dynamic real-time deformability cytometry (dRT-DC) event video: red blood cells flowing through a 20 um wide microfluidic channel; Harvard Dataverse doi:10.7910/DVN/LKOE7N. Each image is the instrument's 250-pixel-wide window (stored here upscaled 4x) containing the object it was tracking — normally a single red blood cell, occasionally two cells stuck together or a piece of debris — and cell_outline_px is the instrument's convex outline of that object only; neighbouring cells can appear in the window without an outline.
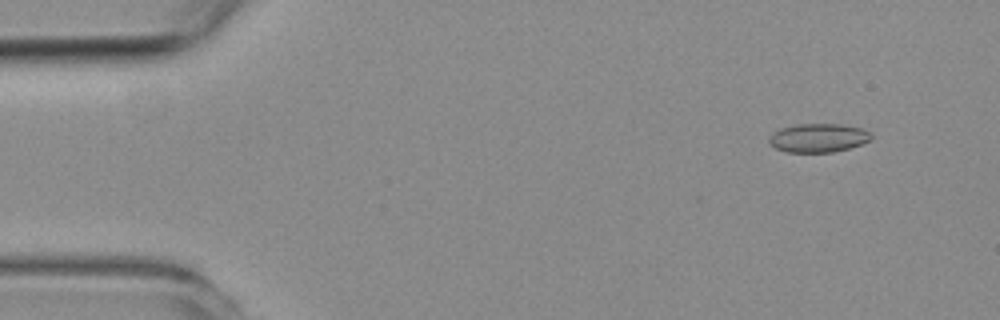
{"species": "common noctule bat (a hibernating species)", "species_latin": "Nyctalus noctula", "temperature_condition": "room temperature", "stored_images_in_passage": 55, "camera_frame_rate_fps": 3000, "um_per_image_px": 0.085, "animal": {"sex": "female", "body_mass_g": 19.3, "forearm_length_mm": 54.1}, "frame": {"image": 1, "passage_image": 5, "time_ms": 1.333, "image_size_px": [1000, 320], "cell_outline_px": [[872, 140], [848, 148], [832, 152], [784, 152], [768, 144], [768, 136], [772, 132], [780, 128], [796, 124], [840, 124], [860, 128], [868, 132], [872, 136]], "centroid_in_image_um": [69.48, 11.72], "position_along_channel_um": 15.5, "area_um2": 17.17}}
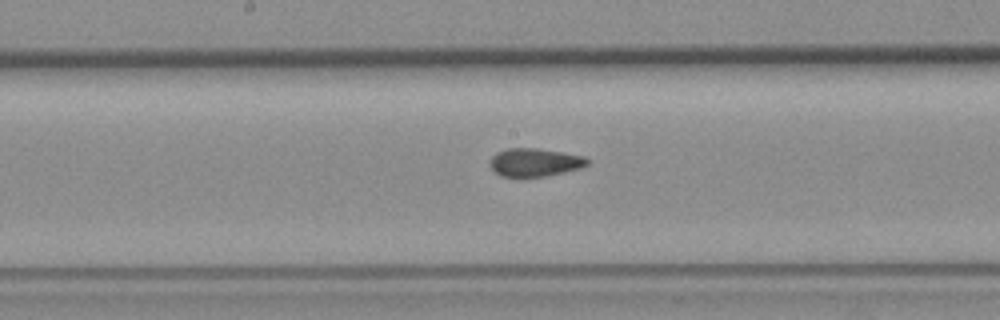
{"frame": {"image": 2, "passage_image": 28, "time_ms": 9.0, "image_size_px": [1000, 320], "cell_outline_px": [[588, 164], [580, 168], [564, 172], [544, 176], [500, 176], [492, 172], [488, 164], [488, 160], [496, 152], [508, 148], [536, 148], [584, 156], [588, 160]], "centroid_in_image_um": [45.37, 13.8], "position_along_channel_um": 202.8, "area_um2": 16.01}}
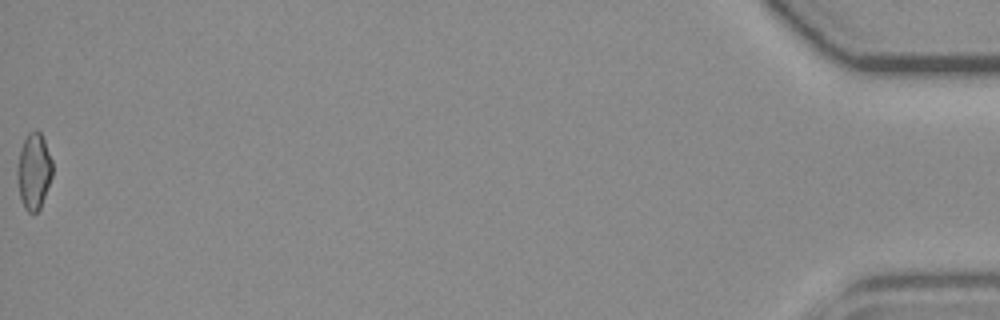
{"frame": {"image": 3, "passage_image": 55, "time_ms": 18.0, "image_size_px": [1000, 320], "cell_outline_px": [[52, 176], [40, 208], [36, 212], [28, 212], [24, 208], [20, 200], [16, 176], [16, 168], [20, 148], [28, 132], [36, 128], [40, 132], [44, 140], [52, 160]], "centroid_in_image_um": [2.85, 14.54], "position_along_channel_um": 432.4, "area_um2": 15.84}, "authors_computed_cell_mechanics": {"area_um2": 16.184, "velocity_mm_per_s": 3.7625, "shape_relaxation_time_tau1_ms": null, "shape_relaxation_time_tau2_ms": 2.1602, "deformation_change_tau1": null, "deformation_change_tau2": 0.0895}}